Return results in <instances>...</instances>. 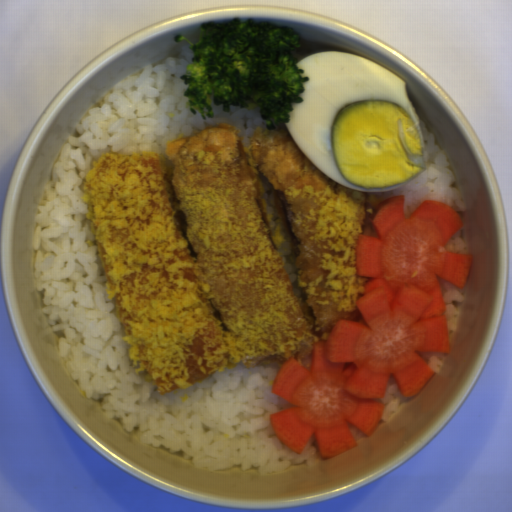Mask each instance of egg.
<instances>
[{"label":"egg","instance_id":"1","mask_svg":"<svg viewBox=\"0 0 512 512\" xmlns=\"http://www.w3.org/2000/svg\"><path fill=\"white\" fill-rule=\"evenodd\" d=\"M309 81L284 123L324 175L356 192H391L425 172V139L406 83L342 51L297 62Z\"/></svg>","mask_w":512,"mask_h":512}]
</instances>
